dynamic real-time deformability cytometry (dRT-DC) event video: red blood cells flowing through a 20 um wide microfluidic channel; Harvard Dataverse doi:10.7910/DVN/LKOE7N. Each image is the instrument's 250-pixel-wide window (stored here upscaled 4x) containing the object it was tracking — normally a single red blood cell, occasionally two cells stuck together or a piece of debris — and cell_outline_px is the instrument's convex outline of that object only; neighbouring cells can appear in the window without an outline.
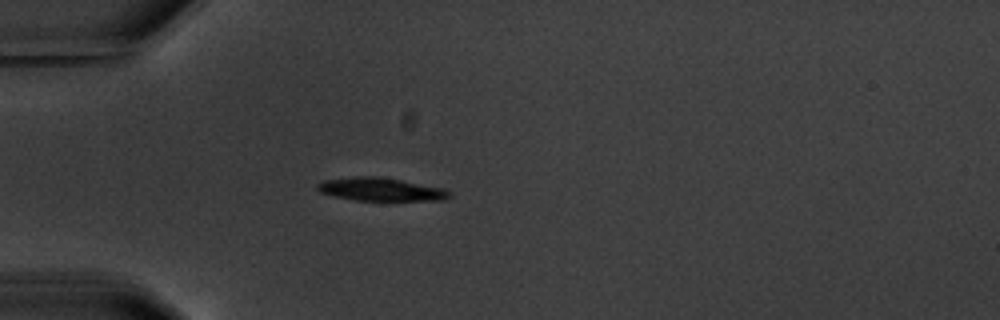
{"species": "common noctule bat (a hibernating species)", "species_latin": "Nyctalus noctula", "temperature_condition": "warm", "stored_images_in_passage": 5, "camera_frame_rate_fps": 3000, "um_per_image_px": 0.085, "animal": {"sex": "male", "body_mass_g": 20.1, "forearm_length_mm": 53.5}, "frame": {"image": 1, "passage_image": 4, "time_ms": 3.667, "image_size_px": [1000, 320], "cell_outline_px": [[452, 196], [444, 200], [356, 200], [336, 196], [320, 192], [316, 188], [316, 184], [324, 180], [352, 176], [376, 176], [448, 188], [452, 192]], "centroid_in_image_um": [32.42, 16.08], "position_along_channel_um": 52.6, "area_um2": 17.92}}